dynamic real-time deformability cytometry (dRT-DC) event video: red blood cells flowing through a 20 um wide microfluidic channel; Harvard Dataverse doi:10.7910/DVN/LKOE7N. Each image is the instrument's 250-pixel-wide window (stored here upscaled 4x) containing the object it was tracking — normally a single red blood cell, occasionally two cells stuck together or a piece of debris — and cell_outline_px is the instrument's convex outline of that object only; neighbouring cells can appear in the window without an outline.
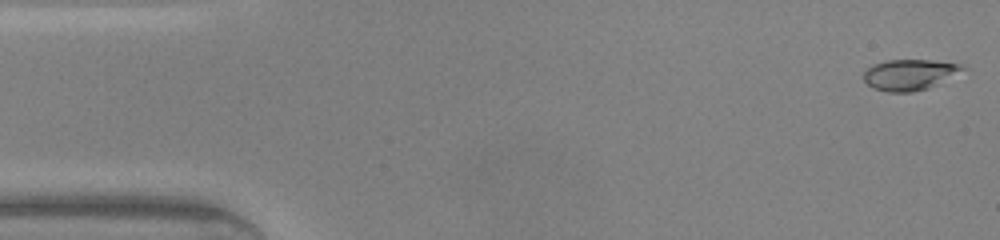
{"species": "common noctule bat (a hibernating species)", "species_latin": "Nyctalus noctula", "temperature_condition": "warm", "stored_images_in_passage": 46, "camera_frame_rate_fps": 3000, "um_per_image_px": 0.085, "animal": {"sex": "male", "body_mass_g": 20.0, "forearm_length_mm": 53.3}, "frame": {"image": 1, "passage_image": 1, "time_ms": 0.0, "image_size_px": [1000, 240], "cell_outline_px": [[968, 68], [928, 88], [912, 92], [888, 92], [872, 88], [864, 80], [864, 72], [872, 64], [884, 60], [932, 60], [964, 64]], "centroid_in_image_um": [77.31, 6.33], "position_along_channel_um": 7.7, "area_um2": 17.8}}
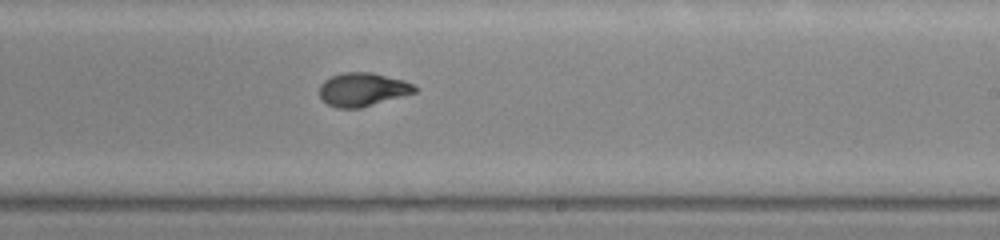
{"frame": {"image": 2, "passage_image": 27, "time_ms": 8.667, "image_size_px": [1000, 240], "cell_outline_px": [[416, 92], [360, 108], [336, 108], [328, 104], [320, 96], [320, 84], [324, 80], [332, 76], [344, 72], [372, 72], [404, 80], [412, 84], [416, 88]], "centroid_in_image_um": [30.81, 7.6], "position_along_channel_um": 258.2, "area_um2": 18.44}}
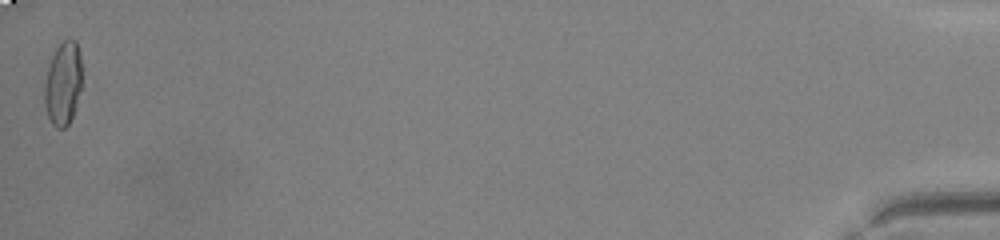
{"frame": {"image": 3, "passage_image": 46, "time_ms": 15.0, "image_size_px": [1000, 240], "cell_outline_px": [[84, 88], [76, 108], [68, 124], [64, 128], [56, 128], [52, 124], [48, 116], [44, 104], [44, 88], [48, 68], [52, 56], [56, 48], [64, 40], [76, 40], [80, 52], [84, 84]], "centroid_in_image_um": [5.42, 7.11], "position_along_channel_um": 429.8, "area_um2": 18.84}, "authors_computed_cell_mechanics": {"area_um2": 18.3226, "velocity_mm_per_s": 4.3483, "shape_relaxation_time_tau1_ms": 3.997, "shape_relaxation_time_tau2_ms": 1.574, "deformation_change_tau1": 0.2274, "deformation_change_tau2": 0.0622}}